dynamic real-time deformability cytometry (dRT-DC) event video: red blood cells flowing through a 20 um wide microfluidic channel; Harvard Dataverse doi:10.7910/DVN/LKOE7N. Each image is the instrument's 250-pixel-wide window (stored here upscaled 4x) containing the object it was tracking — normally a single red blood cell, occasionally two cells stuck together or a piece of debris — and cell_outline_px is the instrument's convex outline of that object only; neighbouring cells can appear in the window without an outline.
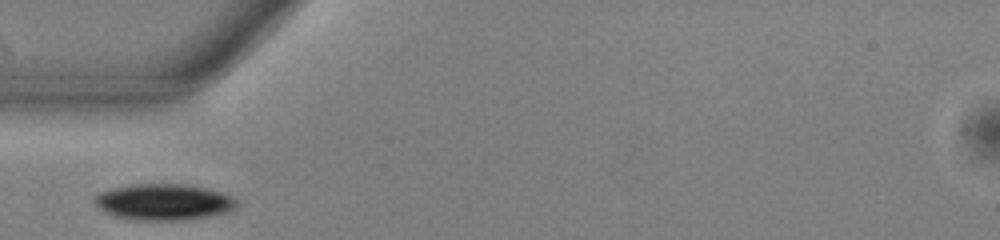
{"species": "common noctule bat (a hibernating species)", "species_latin": "Nyctalus noctula", "temperature_condition": "warm", "stored_images_in_passage": 3, "camera_frame_rate_fps": 3000, "um_per_image_px": 0.085, "animal": {"sex": "male", "body_mass_g": 13.0, "forearm_length_mm": 53.1}, "frame": {"image": 1, "passage_image": 1, "time_ms": 0.0, "image_size_px": [1000, 240], "cell_outline_px": [[240, 204], [236, 208], [228, 212], [208, 216], [184, 220], [128, 220], [112, 216], [104, 212], [92, 200], [100, 192], [112, 188], [132, 184], [184, 184], [208, 188], [232, 196], [240, 200]], "centroid_in_image_um": [13.94, 17.18], "position_along_channel_um": 71.1, "area_um2": 30.46}}